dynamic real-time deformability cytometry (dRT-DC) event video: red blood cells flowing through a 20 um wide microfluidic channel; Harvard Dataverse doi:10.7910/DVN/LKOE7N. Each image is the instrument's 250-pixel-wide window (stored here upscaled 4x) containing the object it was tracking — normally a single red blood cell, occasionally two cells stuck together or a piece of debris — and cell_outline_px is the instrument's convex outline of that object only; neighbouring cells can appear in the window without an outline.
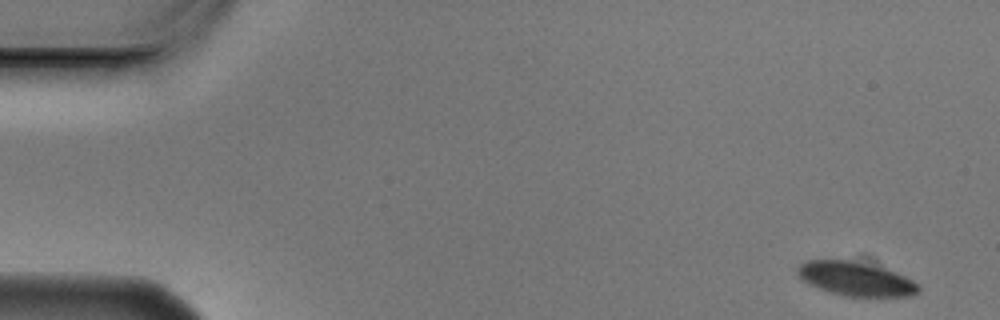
{"species": "Egyptian fruit bat (a non-hibernating species)", "species_latin": "Rousettus aegyptiacus", "temperature_condition": "cold", "stored_images_in_passage": 5, "camera_frame_rate_fps": 3000, "um_per_image_px": 0.085, "animal": {"sex": "male"}, "frame": {"image": 1, "passage_image": 1, "time_ms": 0.0, "image_size_px": [1000, 320], "cell_outline_px": [[920, 292], [912, 296], [844, 296], [828, 292], [808, 284], [796, 272], [796, 268], [800, 264], [808, 260], [848, 260], [884, 268], [896, 272], [920, 284]], "centroid_in_image_um": [72.75, 23.71], "position_along_channel_um": 12.3, "area_um2": 23.87}}
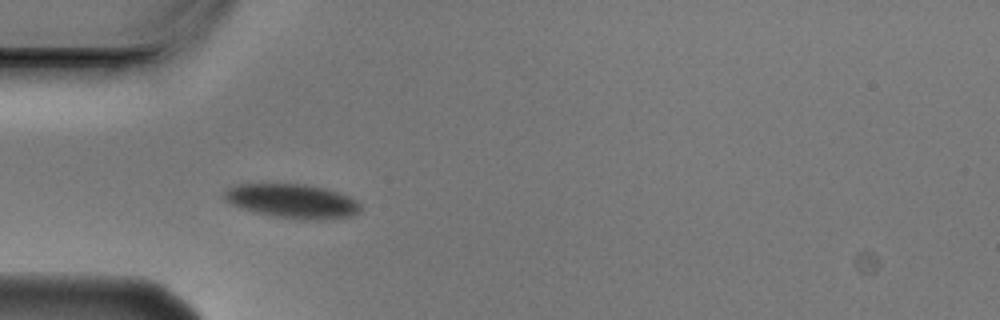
{"frame": {"image": 2, "passage_image": 4, "time_ms": 1.0, "image_size_px": [1000, 320], "cell_outline_px": [[360, 212], [352, 216], [308, 220], [304, 220], [276, 216], [256, 212], [232, 204], [224, 196], [224, 192], [228, 188], [236, 184], [304, 184], [324, 188], [348, 196], [356, 200], [360, 204]], "centroid_in_image_um": [24.87, 17.08], "position_along_channel_um": 60.1, "area_um2": 26.59}}
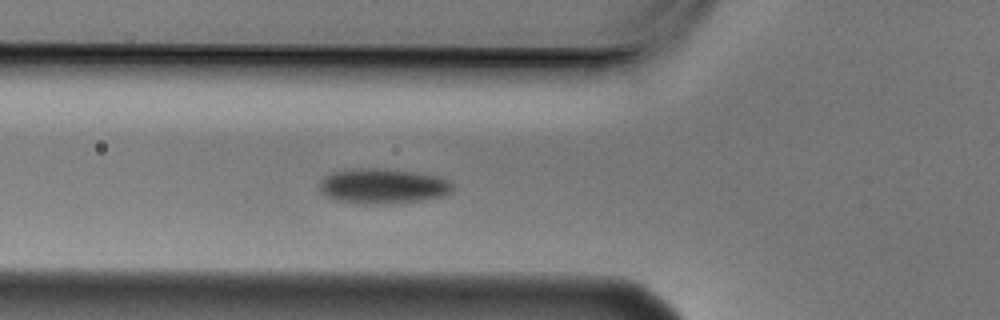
{"frame": {"image": 3, "passage_image": 5, "time_ms": 1.333, "image_size_px": [1000, 320], "cell_outline_px": [[452, 192], [444, 196], [420, 200], [380, 204], [336, 200], [324, 196], [320, 192], [320, 180], [324, 176], [332, 172], [348, 168], [384, 168], [416, 172], [440, 176], [448, 180], [452, 184]], "centroid_in_image_um": [32.53, 15.79], "position_along_channel_um": 93.3, "area_um2": 27.34}}